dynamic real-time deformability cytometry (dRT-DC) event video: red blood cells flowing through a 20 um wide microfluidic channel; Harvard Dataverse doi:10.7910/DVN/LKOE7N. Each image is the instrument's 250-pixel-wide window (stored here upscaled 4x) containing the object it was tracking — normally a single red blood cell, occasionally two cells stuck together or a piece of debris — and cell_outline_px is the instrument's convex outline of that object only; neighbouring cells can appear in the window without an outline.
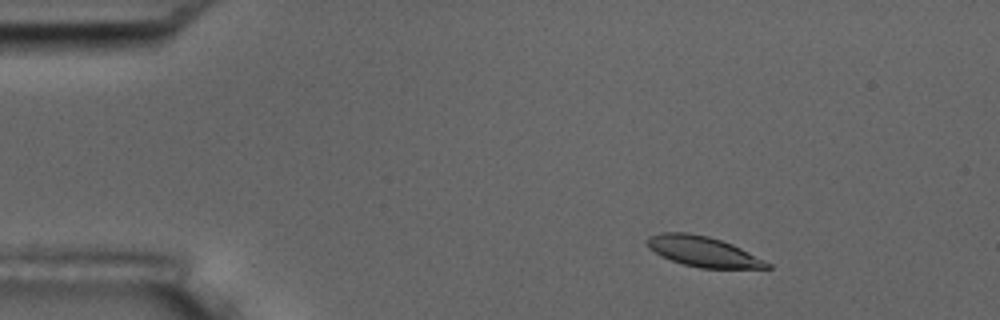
{"species": "common noctule bat (a hibernating species)", "species_latin": "Nyctalus noctula", "temperature_condition": "room temperature", "stored_images_in_passage": 5, "camera_frame_rate_fps": 3000, "um_per_image_px": 0.085, "animal": {"sex": "male", "body_mass_g": 17.5, "forearm_length_mm": 52.3}, "frame": {"image": 1, "passage_image": 2, "time_ms": 1.333, "image_size_px": [1000, 320], "cell_outline_px": [[772, 268], [700, 268], [684, 264], [672, 260], [648, 248], [648, 236], [660, 232], [688, 232], [708, 236], [732, 244], [772, 264]], "centroid_in_image_um": [59.77, 21.37], "position_along_channel_um": 25.2, "area_um2": 20.87}}
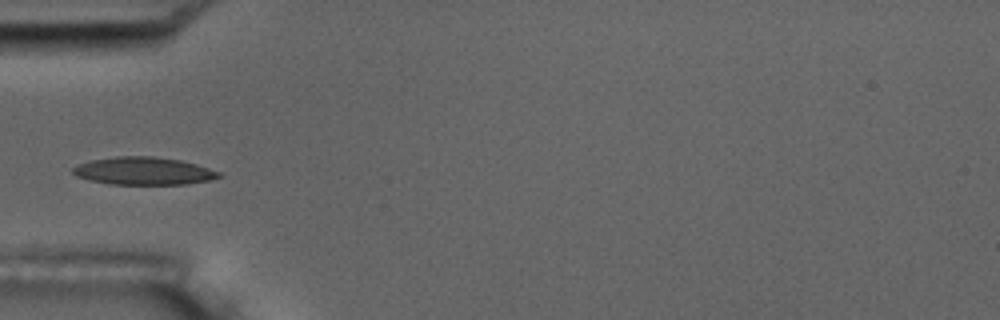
{"frame": {"image": 2, "passage_image": 5, "time_ms": 4.667, "image_size_px": [1000, 320], "cell_outline_px": [[224, 176], [208, 180], [184, 184], [108, 184], [76, 176], [72, 172], [72, 168], [80, 164], [92, 160], [116, 156], [152, 156], [180, 160], [196, 164], [220, 172]], "centroid_in_image_um": [12.21, 14.53], "position_along_channel_um": 72.8, "area_um2": 23.35}}